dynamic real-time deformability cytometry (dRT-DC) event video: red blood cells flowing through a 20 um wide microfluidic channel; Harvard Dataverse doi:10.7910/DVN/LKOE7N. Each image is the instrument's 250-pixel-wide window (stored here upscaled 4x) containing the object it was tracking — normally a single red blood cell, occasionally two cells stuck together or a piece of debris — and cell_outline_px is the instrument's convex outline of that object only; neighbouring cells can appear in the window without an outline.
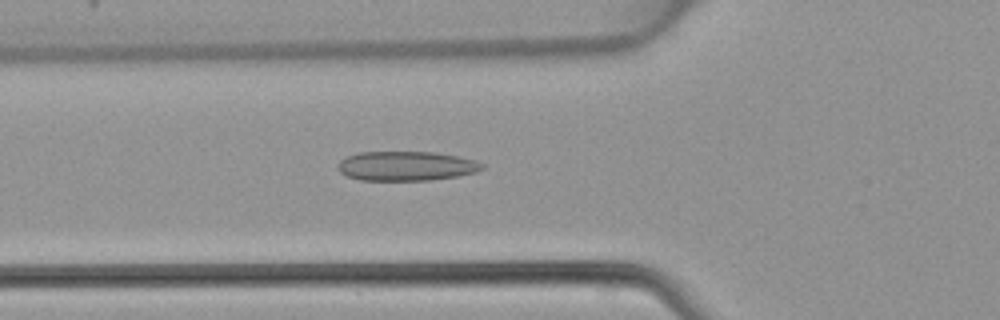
{"species": "common noctule bat (a hibernating species)", "species_latin": "Nyctalus noctula", "temperature_condition": "warm", "stored_images_in_passage": 46, "camera_frame_rate_fps": 3000, "um_per_image_px": 0.085, "animal": {"sex": "female", "body_mass_g": 22.7, "forearm_length_mm": 54.2}, "frame": {"image": 1, "passage_image": 16, "time_ms": 5.0, "image_size_px": [1000, 320], "cell_outline_px": [[484, 168], [476, 172], [456, 176], [428, 180], [360, 180], [348, 176], [340, 172], [336, 168], [336, 164], [340, 160], [356, 152], [436, 152], [476, 160], [484, 164]], "centroid_in_image_um": [34.5, 14.1], "position_along_channel_um": 91.3, "area_um2": 24.8}}
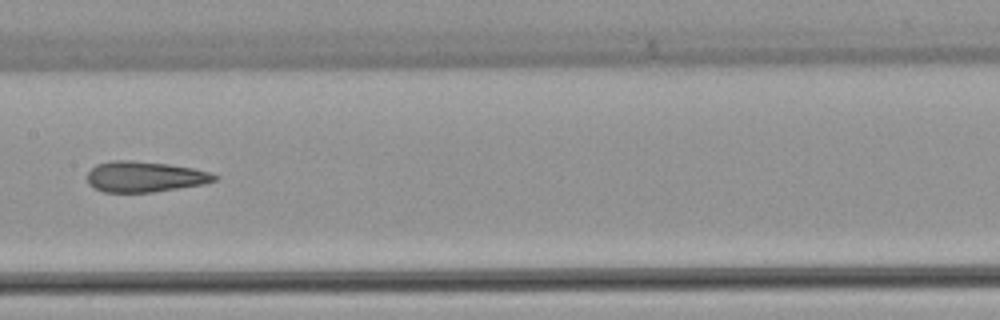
{"frame": {"image": 2, "passage_image": 23, "time_ms": 7.333, "image_size_px": [1000, 320], "cell_outline_px": [[220, 176], [216, 180], [204, 184], [152, 192], [104, 192], [92, 188], [88, 184], [88, 172], [96, 164], [112, 160], [132, 160], [168, 164], [192, 168], [212, 172]], "centroid_in_image_um": [12.3, 15.02], "position_along_channel_um": 195.1, "area_um2": 22.89}}
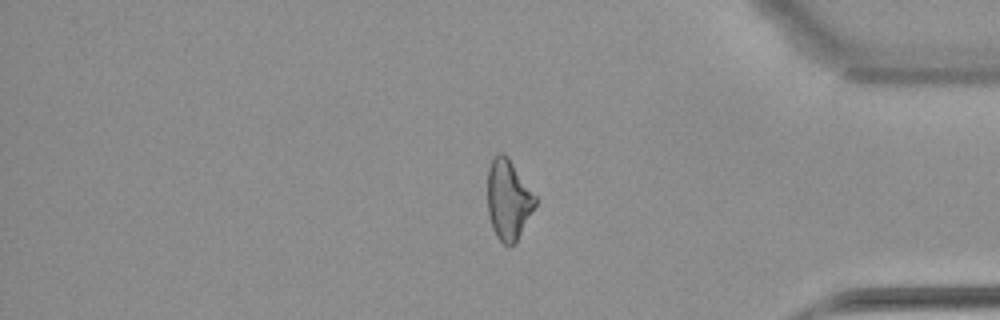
{"frame": {"image": 3, "passage_image": 38, "time_ms": 12.333, "image_size_px": [1000, 320], "cell_outline_px": [[536, 204], [516, 244], [508, 248], [496, 236], [492, 228], [488, 212], [488, 168], [492, 160], [500, 152], [504, 152], [508, 156], [536, 196]], "centroid_in_image_um": [43.21, 17.0], "position_along_channel_um": 392.0, "area_um2": 22.43}}